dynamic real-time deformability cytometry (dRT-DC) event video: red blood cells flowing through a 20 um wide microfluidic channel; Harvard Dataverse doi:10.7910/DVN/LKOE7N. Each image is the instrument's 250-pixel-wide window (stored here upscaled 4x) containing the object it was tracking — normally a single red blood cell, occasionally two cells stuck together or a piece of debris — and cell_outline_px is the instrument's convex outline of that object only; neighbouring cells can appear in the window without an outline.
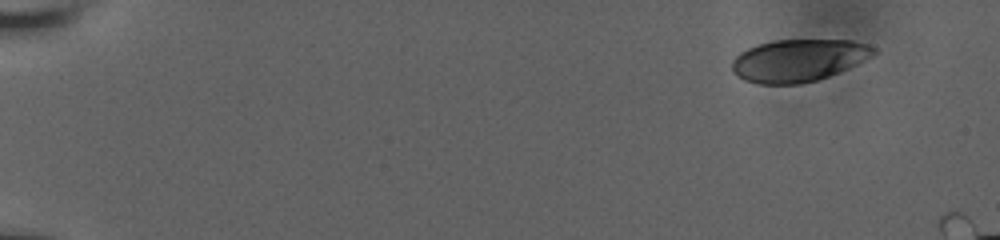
{"species": "human", "species_latin": "Homo sapiens", "temperature_condition": "room temperature", "stored_images_in_passage": 24, "camera_frame_rate_fps": 3000, "um_per_image_px": 0.085, "donor": {"sex": "male"}, "frame": {"image": 1, "passage_image": 1, "time_ms": 0.0, "image_size_px": [1000, 240], "cell_outline_px": [[876, 52], [872, 56], [848, 68], [828, 76], [816, 80], [800, 84], [760, 84], [744, 80], [736, 76], [732, 72], [732, 60], [740, 52], [748, 48], [772, 40], [852, 40], [868, 44], [876, 48]], "centroid_in_image_um": [67.85, 5.13], "position_along_channel_um": 17.1, "area_um2": 34.97}}
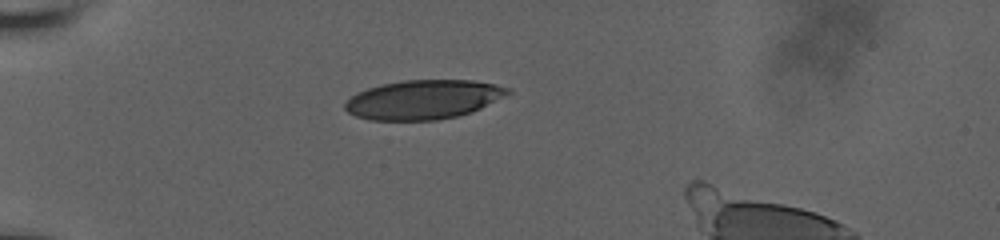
{"frame": {"image": 2, "passage_image": 23, "time_ms": 4.333, "image_size_px": [1000, 240], "cell_outline_px": [[512, 92], [472, 112], [460, 116], [436, 120], [368, 120], [356, 116], [348, 112], [344, 108], [344, 104], [352, 96], [368, 88], [380, 84], [404, 80], [472, 80], [496, 84], [512, 88]], "centroid_in_image_um": [36.01, 8.46], "position_along_channel_um": 49.0, "area_um2": 37.22}}